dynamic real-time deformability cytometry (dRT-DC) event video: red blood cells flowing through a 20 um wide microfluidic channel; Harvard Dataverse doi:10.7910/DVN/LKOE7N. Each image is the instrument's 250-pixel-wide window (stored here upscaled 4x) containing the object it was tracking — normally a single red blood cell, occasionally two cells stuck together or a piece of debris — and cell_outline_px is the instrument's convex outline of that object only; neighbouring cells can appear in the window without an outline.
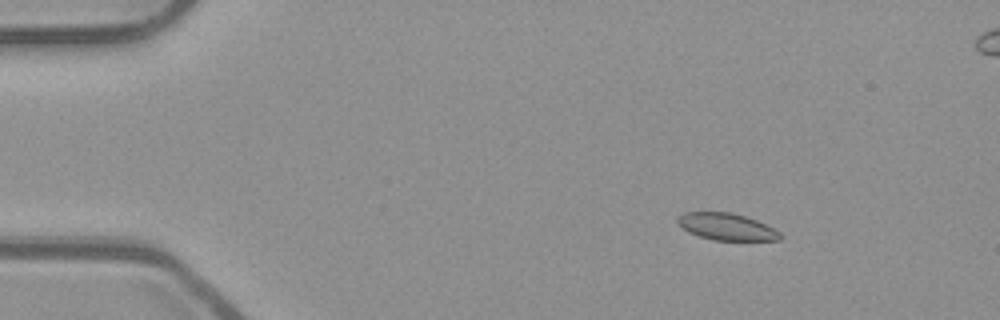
{"species": "common noctule bat (a hibernating species)", "species_latin": "Nyctalus noctula", "temperature_condition": "room temperature", "stored_images_in_passage": 49, "segment_of_instrument_passage": [1, 2], "camera_frame_rate_fps": 3000, "um_per_image_px": 0.085, "animal": {"sex": "male", "body_mass_g": 23.1, "forearm_length_mm": 52.7}, "frame": {"image": 1, "passage_image": 2, "time_ms": 0.333, "image_size_px": [1000, 320], "cell_outline_px": [[784, 236], [780, 240], [712, 240], [688, 232], [676, 220], [684, 212], [732, 212], [756, 220], [780, 232]], "centroid_in_image_um": [61.78, 19.27], "position_along_channel_um": 23.2, "area_um2": 15.9}}
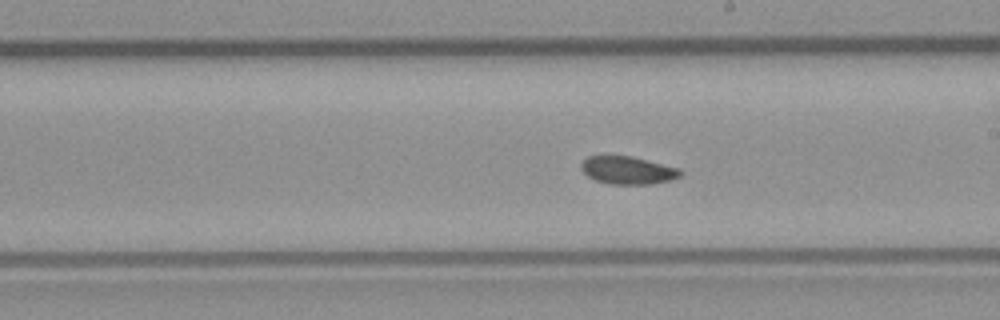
{"frame": {"image": 2, "passage_image": 25, "time_ms": 8.0, "image_size_px": [1000, 320], "cell_outline_px": [[684, 172], [680, 176], [668, 180], [652, 184], [608, 184], [596, 180], [588, 176], [580, 168], [580, 164], [588, 156], [632, 156], [680, 168]], "centroid_in_image_um": [53.37, 14.47], "position_along_channel_um": 235.6, "area_um2": 16.07}}
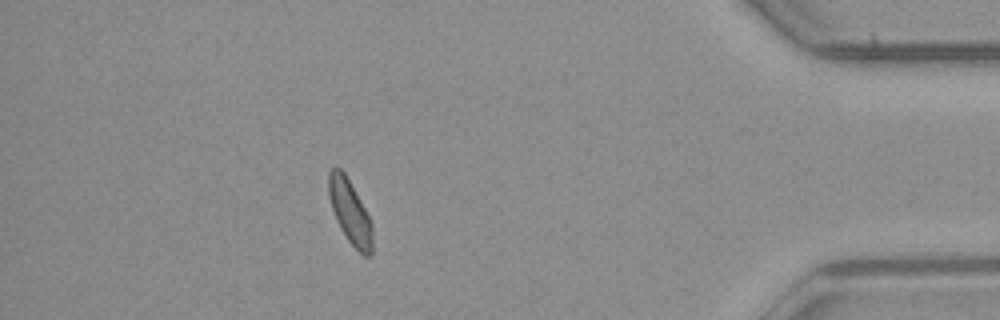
{"frame": {"image": 3, "passage_image": 42, "time_ms": 13.667, "image_size_px": [1000, 320], "cell_outline_px": [[372, 256], [364, 256], [348, 240], [340, 228], [336, 220], [328, 196], [328, 172], [336, 164], [344, 172], [364, 208], [372, 224]], "centroid_in_image_um": [29.72, 17.99], "position_along_channel_um": 405.5, "area_um2": 16.13}}